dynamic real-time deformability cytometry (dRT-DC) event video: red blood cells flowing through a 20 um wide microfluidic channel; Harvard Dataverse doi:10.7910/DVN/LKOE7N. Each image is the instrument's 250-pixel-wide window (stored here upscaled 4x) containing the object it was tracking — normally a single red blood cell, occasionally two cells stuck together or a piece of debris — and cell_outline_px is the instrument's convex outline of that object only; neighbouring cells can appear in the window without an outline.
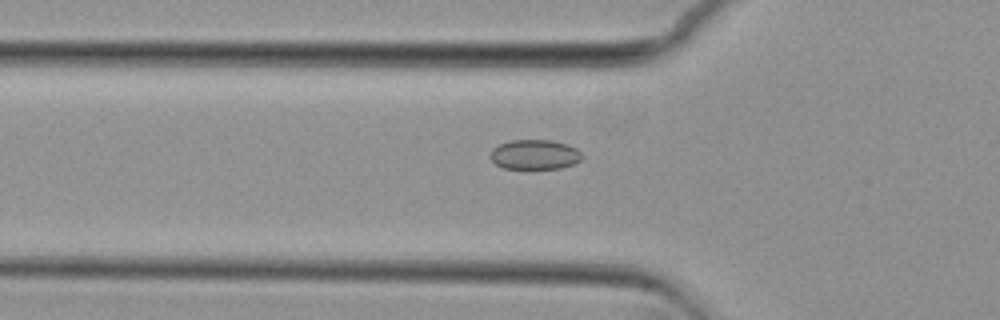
{"species": "common noctule bat (a hibernating species)", "species_latin": "Nyctalus noctula", "temperature_condition": "cold", "stored_images_in_passage": 34, "camera_frame_rate_fps": 3000, "um_per_image_px": 0.085, "animal": {"sex": "female", "body_mass_g": 29.2, "forearm_length_mm": 56.3}, "frame": {"image": 1, "passage_image": 3, "time_ms": 0.667, "image_size_px": [1000, 320], "cell_outline_px": [[584, 156], [580, 160], [572, 164], [560, 168], [504, 168], [496, 164], [488, 156], [492, 148], [500, 144], [512, 140], [552, 140], [568, 144], [576, 148]], "centroid_in_image_um": [45.44, 13.12], "position_along_channel_um": 80.4, "area_um2": 15.9}}
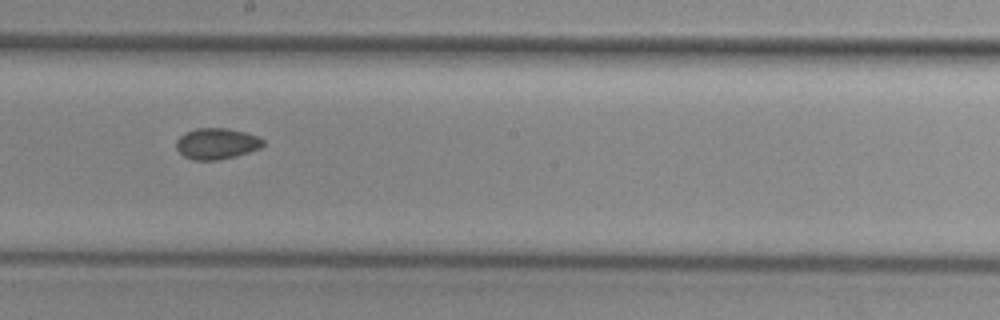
{"frame": {"image": 2, "passage_image": 15, "time_ms": 4.667, "image_size_px": [1000, 320], "cell_outline_px": [[264, 144], [260, 148], [236, 156], [216, 160], [192, 160], [184, 156], [176, 148], [176, 140], [184, 132], [196, 128], [228, 128], [244, 132], [256, 136], [264, 140]], "centroid_in_image_um": [18.39, 12.2], "position_along_channel_um": 229.8, "area_um2": 15.72}}
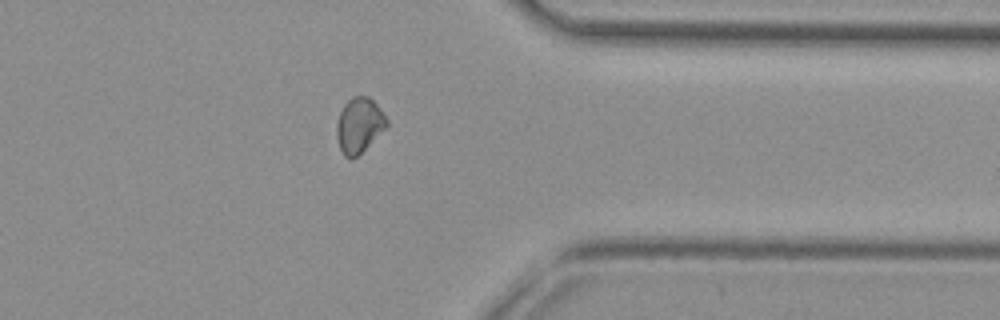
{"frame": {"image": 3, "passage_image": 28, "time_ms": 9.0, "image_size_px": [1000, 320], "cell_outline_px": [[388, 128], [356, 156], [344, 156], [340, 148], [336, 136], [336, 124], [340, 112], [344, 104], [352, 96], [368, 96], [376, 104], [388, 120]], "centroid_in_image_um": [30.54, 10.62], "position_along_channel_um": 380.9, "area_um2": 15.95}}